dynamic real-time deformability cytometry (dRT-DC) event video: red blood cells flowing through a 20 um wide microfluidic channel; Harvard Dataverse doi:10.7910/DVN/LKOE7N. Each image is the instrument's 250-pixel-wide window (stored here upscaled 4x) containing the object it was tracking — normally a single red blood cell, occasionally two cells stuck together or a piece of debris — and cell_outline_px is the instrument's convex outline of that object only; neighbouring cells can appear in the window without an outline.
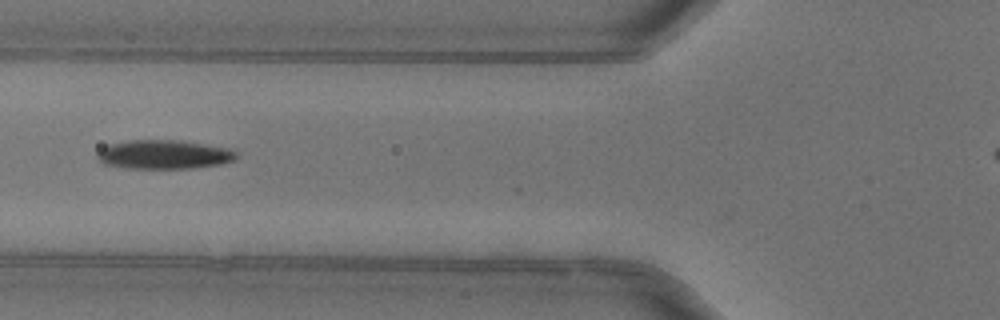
{"species": "common noctule bat (a hibernating species)", "species_latin": "Nyctalus noctula", "temperature_condition": "warm", "stored_images_in_passage": 26, "camera_frame_rate_fps": 3000, "um_per_image_px": 0.085, "animal": {"sex": "female"}, "frame": {"image": 1, "passage_image": 8, "time_ms": 2.333, "image_size_px": [1000, 320], "cell_outline_px": [[236, 160], [220, 164], [192, 168], [124, 168], [104, 164], [96, 156], [96, 152], [100, 148], [108, 144], [132, 140], [184, 140], [228, 148], [236, 152]], "centroid_in_image_um": [13.91, 13.12], "position_along_channel_um": 111.9, "area_um2": 23.64}}